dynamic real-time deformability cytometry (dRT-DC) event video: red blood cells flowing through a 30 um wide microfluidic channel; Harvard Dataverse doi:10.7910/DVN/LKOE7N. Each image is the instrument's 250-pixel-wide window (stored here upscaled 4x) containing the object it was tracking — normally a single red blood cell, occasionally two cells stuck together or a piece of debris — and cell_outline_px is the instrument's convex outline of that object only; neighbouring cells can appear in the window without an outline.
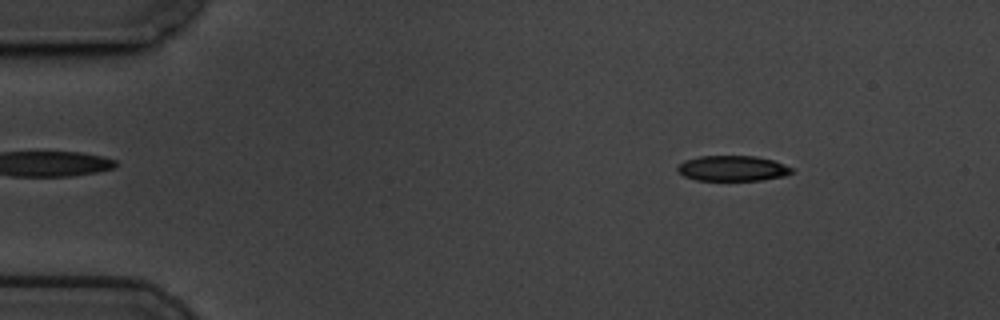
{"species": "common noctule bat (a hibernating species)", "species_latin": "Nyctalus noctula", "temperature_condition": "cold", "stored_images_in_passage": 51, "camera_frame_rate_fps": 3000, "um_per_image_px": 0.085, "animal": {"sex": "male", "body_mass_g": 19.5, "forearm_length_mm": 54.6}, "frame": {"image": 1, "passage_image": 1, "time_ms": 0.0, "image_size_px": [1000, 320], "cell_outline_px": [[792, 172], [784, 176], [760, 180], [696, 180], [684, 176], [676, 172], [676, 168], [684, 160], [700, 156], [756, 156], [772, 160], [784, 164], [792, 168]], "centroid_in_image_um": [62.22, 14.31], "position_along_channel_um": 22.8, "area_um2": 16.88}}
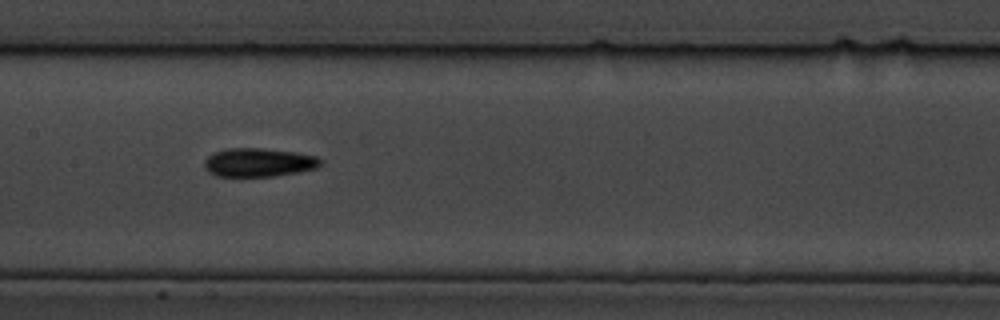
{"frame": {"image": 2, "passage_image": 22, "time_ms": 7.0, "image_size_px": [1000, 320], "cell_outline_px": [[324, 164], [316, 168], [300, 172], [272, 176], [216, 176], [208, 172], [204, 168], [204, 160], [212, 152], [228, 148], [260, 148], [296, 152], [316, 156]], "centroid_in_image_um": [21.97, 13.8], "position_along_channel_um": 185.4, "area_um2": 19.54}}
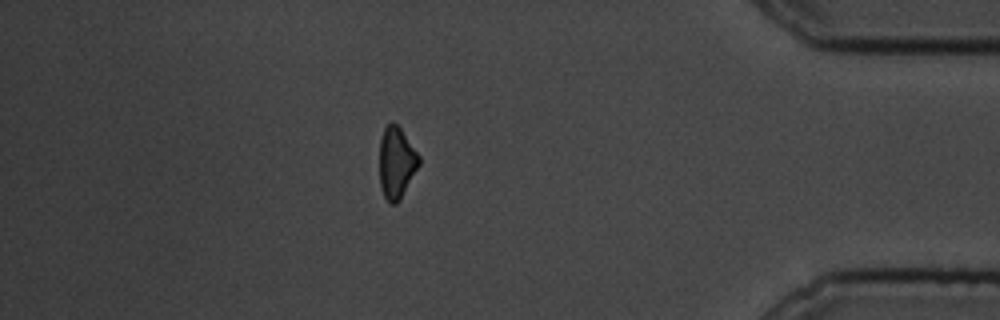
{"frame": {"image": 3, "passage_image": 44, "time_ms": 14.333, "image_size_px": [1000, 320], "cell_outline_px": [[420, 164], [400, 200], [396, 204], [392, 204], [384, 196], [380, 184], [380, 140], [384, 128], [392, 120], [400, 128], [420, 156]], "centroid_in_image_um": [33.7, 13.82], "position_along_channel_um": 401.5, "area_um2": 16.36}, "authors_computed_cell_mechanics": {"area_um2": 17.7446, "velocity_mm_per_s": 3.4508, "shape_relaxation_time_tau1_ms": 3.0877, "shape_relaxation_time_tau2_ms": null, "deformation_change_tau1": 0.0986, "deformation_change_tau2": null}}